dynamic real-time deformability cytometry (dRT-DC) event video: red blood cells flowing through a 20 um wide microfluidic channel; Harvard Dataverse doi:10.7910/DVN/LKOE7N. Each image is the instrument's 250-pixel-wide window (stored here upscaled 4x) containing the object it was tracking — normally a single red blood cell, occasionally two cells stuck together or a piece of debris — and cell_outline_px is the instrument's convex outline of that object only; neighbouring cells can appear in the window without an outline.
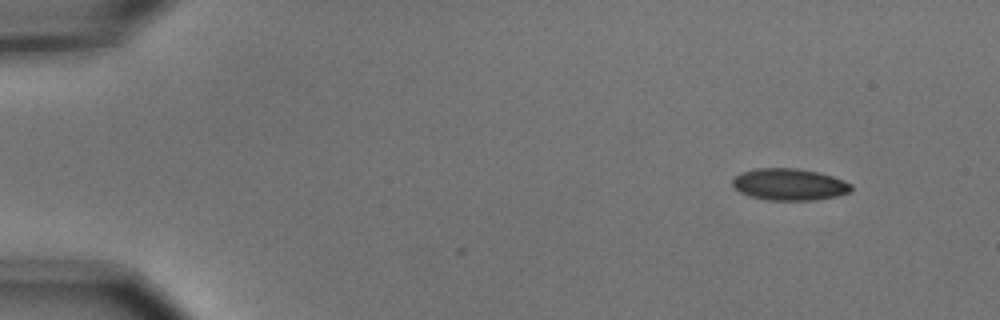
{"species": "common noctule bat (a hibernating species)", "species_latin": "Nyctalus noctula", "temperature_condition": "cold", "stored_images_in_passage": 4, "camera_frame_rate_fps": 3000, "um_per_image_px": 0.085, "animal": {"sex": "male", "body_mass_g": 15.6}, "frame": {"image": 1, "passage_image": 1, "time_ms": 0.0, "image_size_px": [1000, 320], "cell_outline_px": [[852, 192], [836, 196], [816, 200], [768, 200], [748, 196], [740, 192], [732, 184], [732, 180], [740, 172], [756, 168], [796, 168], [816, 172], [832, 176], [844, 180], [852, 184]], "centroid_in_image_um": [67.1, 15.68], "position_along_channel_um": 17.9, "area_um2": 22.08}}
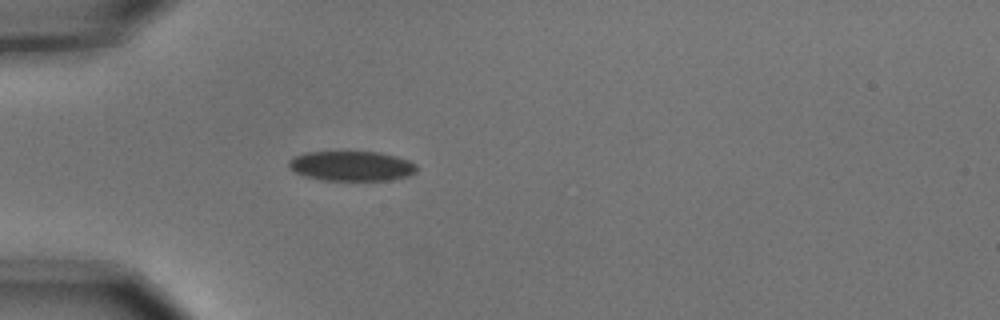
{"frame": {"image": 2, "passage_image": 4, "time_ms": 1.0, "image_size_px": [1000, 320], "cell_outline_px": [[416, 172], [408, 176], [388, 180], [320, 180], [304, 176], [296, 172], [288, 164], [288, 160], [292, 156], [304, 152], [380, 152], [396, 156], [408, 160], [416, 164]], "centroid_in_image_um": [29.86, 14.1], "position_along_channel_um": 55.1, "area_um2": 22.31}}